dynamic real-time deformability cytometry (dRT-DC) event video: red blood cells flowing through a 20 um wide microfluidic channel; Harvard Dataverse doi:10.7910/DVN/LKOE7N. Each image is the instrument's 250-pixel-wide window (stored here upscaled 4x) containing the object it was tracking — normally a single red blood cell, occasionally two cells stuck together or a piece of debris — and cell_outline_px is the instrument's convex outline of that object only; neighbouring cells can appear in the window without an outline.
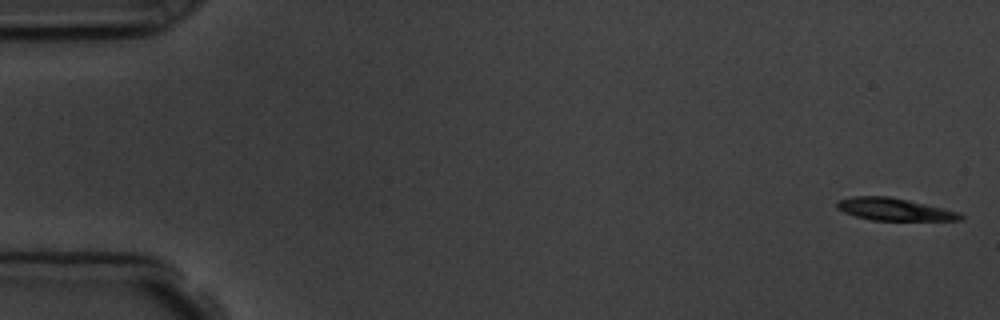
{"species": "common noctule bat (a hibernating species)", "species_latin": "Nyctalus noctula", "temperature_condition": "room temperature", "stored_images_in_passage": 5, "camera_frame_rate_fps": 3000, "um_per_image_px": 0.085, "animal": {"sex": "male", "body_mass_g": 19.5, "forearm_length_mm": 54.6}, "frame": {"image": 1, "passage_image": 1, "time_ms": 0.0, "image_size_px": [1000, 320], "cell_outline_px": [[964, 216], [960, 220], [872, 220], [856, 216], [844, 212], [836, 208], [836, 200], [852, 196], [888, 196], [944, 208], [960, 212]], "centroid_in_image_um": [75.98, 17.78], "position_along_channel_um": 9.0, "area_um2": 16.01}}
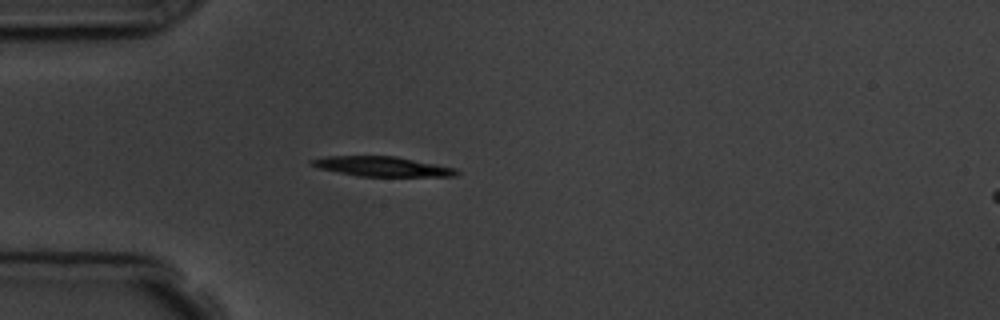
{"frame": {"image": 2, "passage_image": 5, "time_ms": 4.667, "image_size_px": [1000, 320], "cell_outline_px": [[460, 172], [456, 176], [356, 176], [320, 168], [308, 164], [308, 160], [324, 156], [396, 156], [456, 168]], "centroid_in_image_um": [32.45, 14.14], "position_along_channel_um": 52.6, "area_um2": 16.76}}